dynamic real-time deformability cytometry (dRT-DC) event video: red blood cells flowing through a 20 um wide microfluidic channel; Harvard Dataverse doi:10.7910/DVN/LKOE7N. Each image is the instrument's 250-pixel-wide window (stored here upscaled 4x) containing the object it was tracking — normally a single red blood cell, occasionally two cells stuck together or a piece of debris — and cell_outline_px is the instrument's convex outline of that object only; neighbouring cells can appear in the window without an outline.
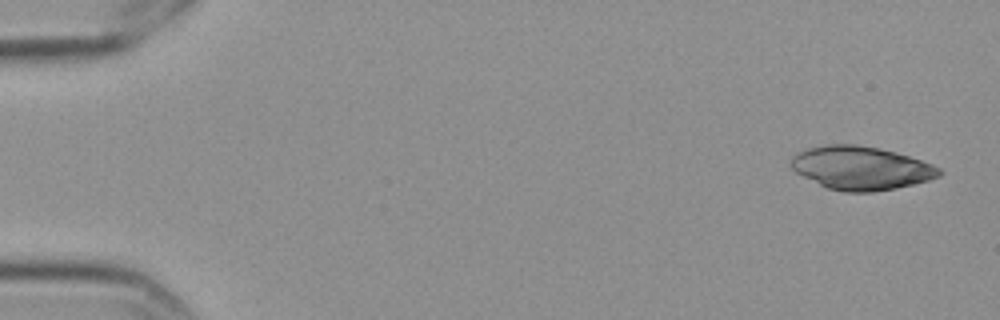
{"species": "Egyptian fruit bat (a non-hibernating species)", "species_latin": "Rousettus aegyptiacus", "temperature_condition": "cold", "stored_images_in_passage": 5, "camera_frame_rate_fps": 3000, "um_per_image_px": 0.085, "frame": {"image": 1, "passage_image": 1, "time_ms": 0.0, "image_size_px": [1000, 320], "cell_outline_px": [[944, 172], [940, 176], [928, 180], [896, 188], [872, 192], [844, 192], [828, 188], [796, 172], [788, 164], [792, 156], [796, 152], [808, 148], [824, 144], [856, 144], [880, 148], [896, 152], [932, 164], [940, 168]], "centroid_in_image_um": [73.17, 14.27], "position_along_channel_um": 11.8, "area_um2": 37.57}}